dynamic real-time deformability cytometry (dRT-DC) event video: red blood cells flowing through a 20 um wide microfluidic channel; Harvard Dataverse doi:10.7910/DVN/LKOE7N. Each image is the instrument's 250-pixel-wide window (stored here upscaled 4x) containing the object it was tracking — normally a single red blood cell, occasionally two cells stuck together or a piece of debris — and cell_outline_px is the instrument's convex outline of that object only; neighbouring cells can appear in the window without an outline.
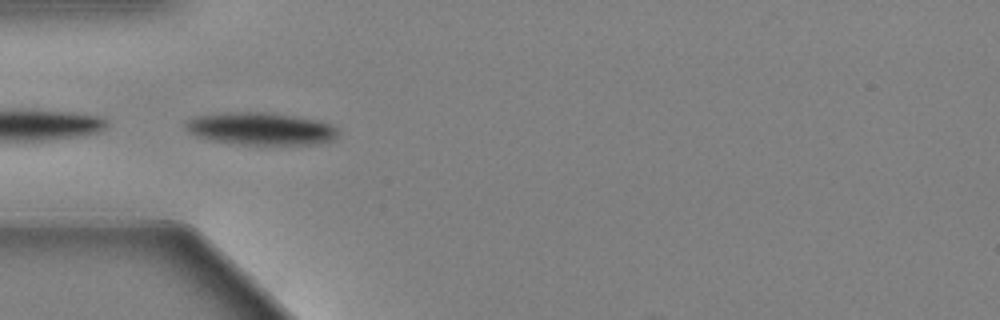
{"species": "Egyptian fruit bat (a non-hibernating species)", "species_latin": "Rousettus aegyptiacus", "temperature_condition": "warm", "stored_images_in_passage": 4, "camera_frame_rate_fps": 3000, "um_per_image_px": 0.085, "animal": {"sex": "female"}, "frame": {"image": 1, "passage_image": 1, "time_ms": 0.0, "image_size_px": [1000, 320], "cell_outline_px": [[340, 136], [332, 140], [320, 144], [240, 144], [212, 140], [196, 136], [188, 132], [184, 128], [184, 124], [188, 120], [196, 116], [244, 112], [260, 112], [292, 116], [316, 120], [332, 124], [340, 132]], "centroid_in_image_um": [22.2, 10.96], "position_along_channel_um": 62.8, "area_um2": 28.55}}